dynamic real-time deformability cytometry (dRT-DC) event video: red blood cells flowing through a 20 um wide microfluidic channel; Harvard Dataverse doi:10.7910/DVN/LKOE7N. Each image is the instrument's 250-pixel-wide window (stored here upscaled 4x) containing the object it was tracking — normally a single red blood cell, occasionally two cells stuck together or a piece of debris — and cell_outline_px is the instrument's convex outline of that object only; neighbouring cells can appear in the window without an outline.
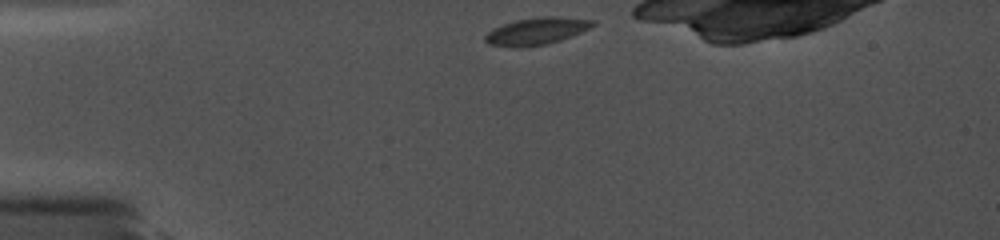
{"species": "common noctule bat (a hibernating species)", "species_latin": "Nyctalus noctula", "temperature_condition": "cold", "stored_images_in_passage": 32, "camera_frame_rate_fps": 5000, "um_per_image_px": 0.085, "animal": {"sex": "female", "body_mass_g": 19.0, "forearm_length_mm": 56.7}, "frame": {"image": 1, "passage_image": 1, "time_ms": 0.0, "image_size_px": [1000, 240], "cell_outline_px": [[596, 24], [580, 32], [560, 40], [548, 44], [520, 48], [516, 48], [488, 44], [484, 40], [484, 36], [488, 32], [504, 24], [516, 20], [540, 16], [560, 16], [596, 20]], "centroid_in_image_um": [45.61, 2.65], "position_along_channel_um": 39.4, "area_um2": 17.05}}
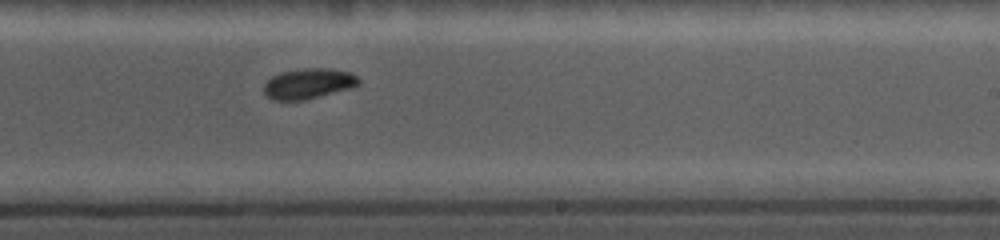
{"frame": {"image": 2, "passage_image": 20, "time_ms": 7.0, "image_size_px": [1000, 240], "cell_outline_px": [[360, 84], [352, 88], [304, 100], [272, 100], [264, 92], [264, 84], [272, 76], [280, 72], [304, 68], [328, 68], [348, 72], [356, 76], [360, 80]], "centroid_in_image_um": [26.22, 7.1], "position_along_channel_um": 262.8, "area_um2": 16.76}}
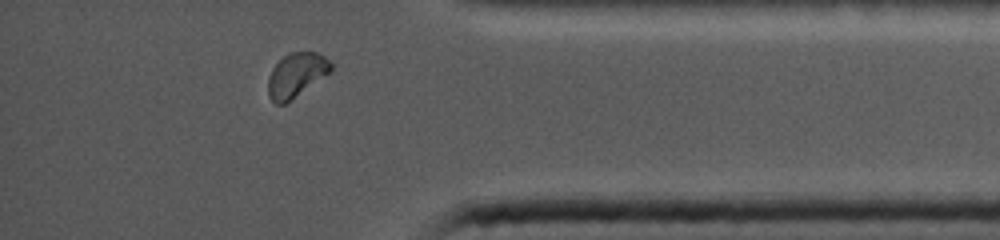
{"frame": {"image": 3, "passage_image": 31, "time_ms": 11.0, "image_size_px": [1000, 240], "cell_outline_px": [[332, 72], [284, 104], [276, 104], [268, 96], [268, 76], [272, 68], [288, 52], [316, 52], [324, 56], [332, 64]], "centroid_in_image_um": [25.19, 6.37], "position_along_channel_um": 410.0, "area_um2": 16.18}}